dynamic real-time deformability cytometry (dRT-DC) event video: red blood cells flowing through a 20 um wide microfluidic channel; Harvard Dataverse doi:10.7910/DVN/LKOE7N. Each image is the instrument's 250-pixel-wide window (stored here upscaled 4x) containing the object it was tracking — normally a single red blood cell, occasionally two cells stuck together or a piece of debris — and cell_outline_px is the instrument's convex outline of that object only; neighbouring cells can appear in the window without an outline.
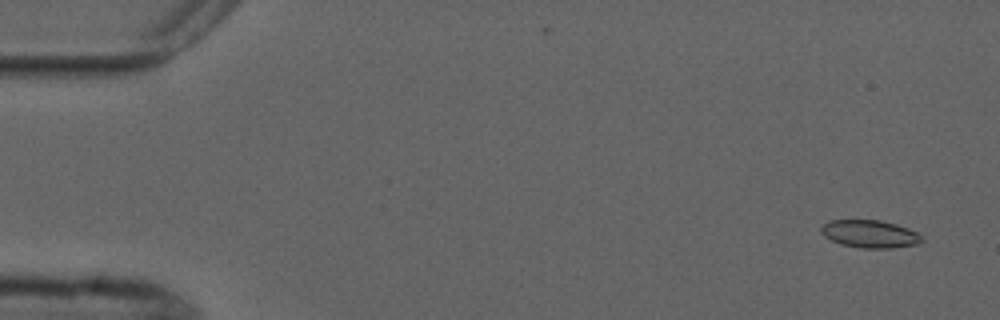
{"species": "common noctule bat (a hibernating species)", "species_latin": "Nyctalus noctula", "temperature_condition": "cold", "stored_images_in_passage": 5, "camera_frame_rate_fps": 3000, "um_per_image_px": 0.085, "animal": {"sex": "male", "forearm_length_mm": 52.5}, "frame": {"image": 1, "passage_image": 1, "time_ms": 0.0, "image_size_px": [1000, 320], "cell_outline_px": [[924, 240], [916, 244], [892, 248], [860, 248], [840, 244], [824, 236], [820, 232], [820, 228], [824, 224], [832, 220], [880, 220], [896, 224], [908, 228], [916, 232]], "centroid_in_image_um": [73.92, 19.88], "position_along_channel_um": 11.1, "area_um2": 16.18}}
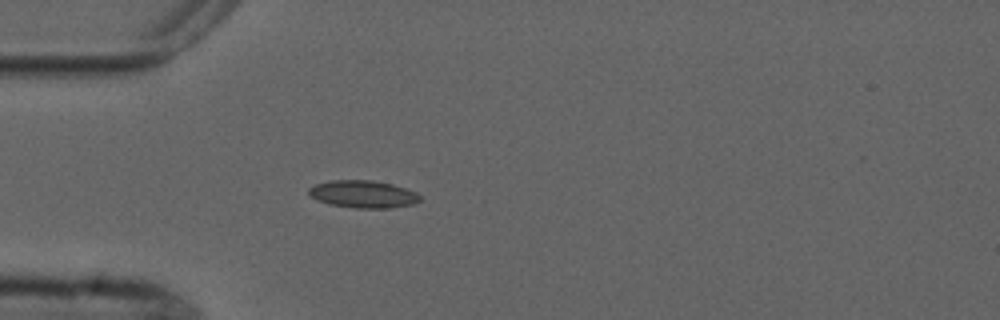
{"frame": {"image": 2, "passage_image": 5, "time_ms": 4.333, "image_size_px": [1000, 320], "cell_outline_px": [[420, 200], [412, 204], [392, 208], [356, 208], [328, 204], [312, 196], [308, 192], [308, 188], [316, 184], [332, 180], [372, 180], [392, 184], [416, 192], [420, 196]], "centroid_in_image_um": [30.87, 16.5], "position_along_channel_um": 54.1, "area_um2": 17.63}}